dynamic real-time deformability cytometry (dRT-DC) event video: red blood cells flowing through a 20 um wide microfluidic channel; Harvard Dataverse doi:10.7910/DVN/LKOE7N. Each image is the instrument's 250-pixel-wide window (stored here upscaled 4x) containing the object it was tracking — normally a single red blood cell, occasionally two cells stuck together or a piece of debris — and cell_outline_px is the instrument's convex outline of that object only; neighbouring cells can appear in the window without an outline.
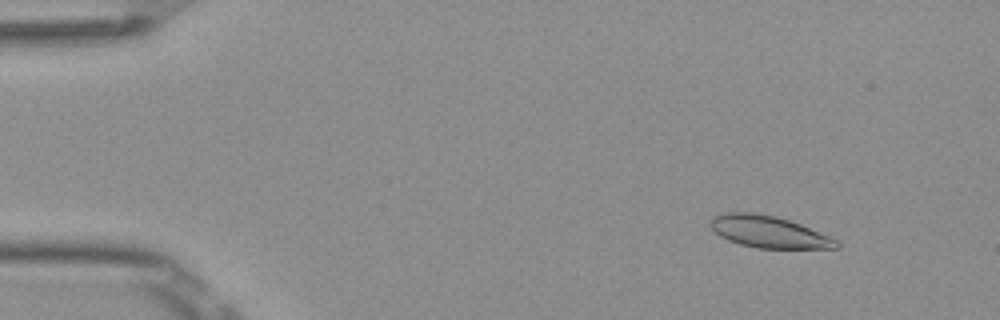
{"species": "Egyptian fruit bat (a non-hibernating species)", "species_latin": "Rousettus aegyptiacus", "temperature_condition": "room temperature", "stored_images_in_passage": 52, "camera_frame_rate_fps": 3000, "um_per_image_px": 0.085, "frame": {"image": 1, "passage_image": 6, "time_ms": 1.667, "image_size_px": [1000, 320], "cell_outline_px": [[840, 248], [756, 248], [740, 244], [728, 240], [720, 236], [708, 224], [708, 220], [712, 216], [724, 212], [752, 212], [776, 216], [800, 224], [828, 236], [836, 240], [840, 244]], "centroid_in_image_um": [65.27, 19.69], "position_along_channel_um": 19.7, "area_um2": 23.35}}
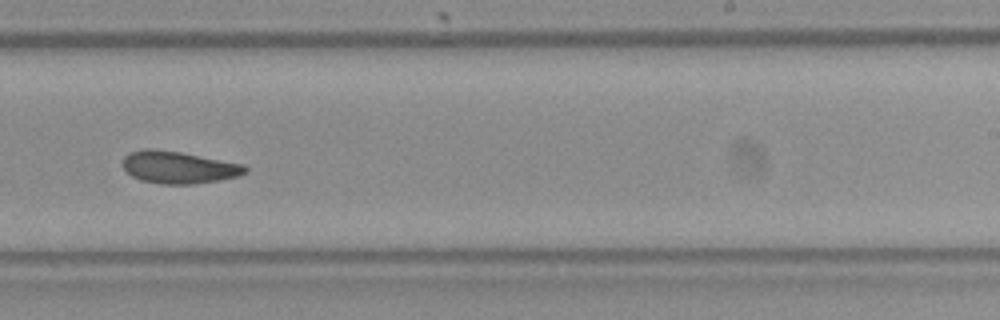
{"frame": {"image": 2, "passage_image": 33, "time_ms": 10.667, "image_size_px": [1000, 320], "cell_outline_px": [[248, 172], [236, 176], [196, 184], [160, 184], [140, 180], [132, 176], [124, 168], [124, 156], [128, 152], [144, 148], [152, 148], [180, 152], [244, 164], [248, 168]], "centroid_in_image_um": [15.16, 14.21], "position_along_channel_um": 273.8, "area_um2": 22.95}}
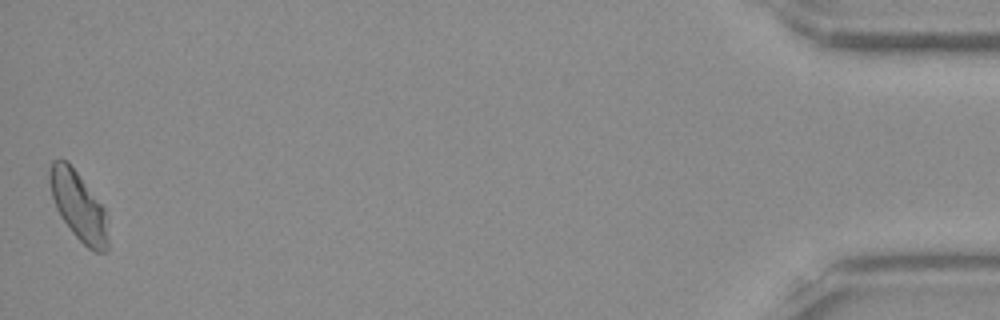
{"frame": {"image": 3, "passage_image": 52, "time_ms": 17.0, "image_size_px": [1000, 320], "cell_outline_px": [[108, 248], [104, 252], [92, 252], [72, 232], [60, 216], [56, 208], [52, 196], [48, 180], [48, 168], [52, 160], [68, 160], [104, 208], [108, 240]], "centroid_in_image_um": [6.64, 17.49], "position_along_channel_um": 428.6, "area_um2": 23.29}, "authors_computed_cell_mechanics": {"area_um2": 23.0911, "velocity_mm_per_s": 3.8851, "shape_relaxation_time_tau1_ms": 5.5721, "shape_relaxation_time_tau2_ms": 2.9242, "deformation_change_tau1": 0.1316, "deformation_change_tau2": 0.0899}}